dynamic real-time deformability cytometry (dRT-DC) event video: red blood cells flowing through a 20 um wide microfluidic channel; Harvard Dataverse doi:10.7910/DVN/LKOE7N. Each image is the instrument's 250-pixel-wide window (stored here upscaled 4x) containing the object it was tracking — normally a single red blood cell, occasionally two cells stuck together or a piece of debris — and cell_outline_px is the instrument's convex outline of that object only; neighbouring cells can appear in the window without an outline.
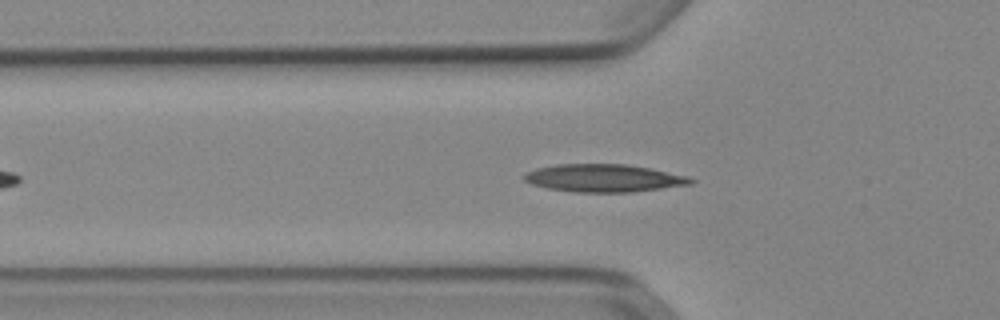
{"species": "Egyptian fruit bat (a non-hibernating species)", "species_latin": "Rousettus aegyptiacus", "temperature_condition": "cold", "stored_images_in_passage": 41, "camera_frame_rate_fps": 3000, "um_per_image_px": 0.085, "animal": {"sex": "female"}, "frame": {"image": 1, "passage_image": 10, "time_ms": 3.0, "image_size_px": [1000, 320], "cell_outline_px": [[696, 180], [692, 184], [632, 192], [572, 192], [548, 188], [532, 184], [524, 180], [524, 176], [528, 172], [536, 168], [556, 164], [628, 164], [688, 176]], "centroid_in_image_um": [51.33, 15.14], "position_along_channel_um": 74.5, "area_um2": 26.82}}
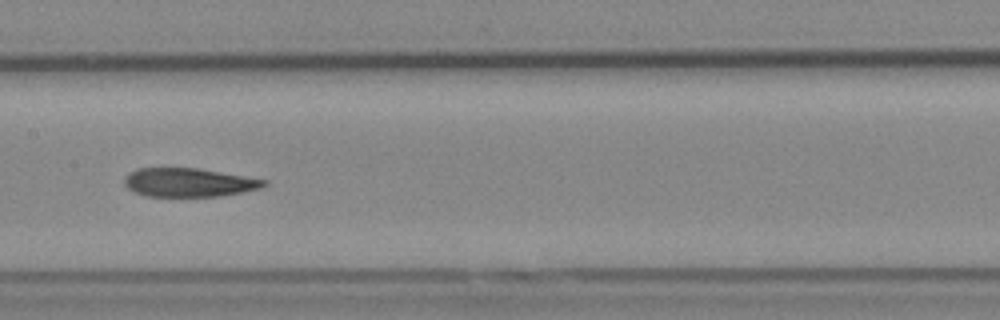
{"frame": {"image": 2, "passage_image": 19, "time_ms": 6.0, "image_size_px": [1000, 320], "cell_outline_px": [[268, 184], [260, 188], [220, 196], [148, 196], [136, 192], [128, 188], [124, 184], [124, 176], [128, 172], [136, 168], [196, 168], [268, 180]], "centroid_in_image_um": [16.02, 15.5], "position_along_channel_um": 191.4, "area_um2": 23.18}}
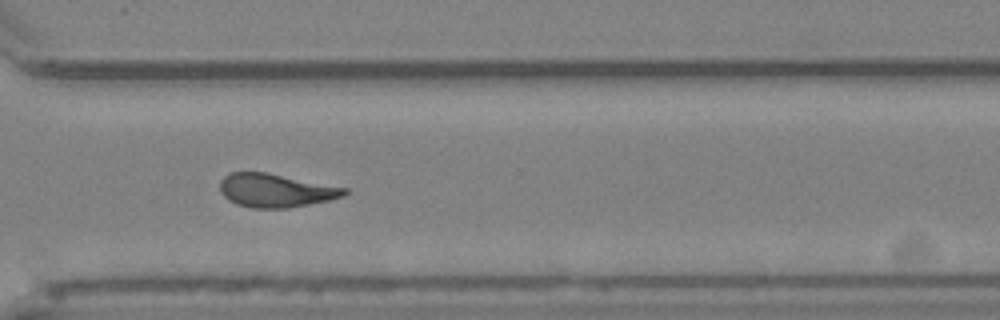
{"frame": {"image": 3, "passage_image": 31, "time_ms": 10.0, "image_size_px": [1000, 320], "cell_outline_px": [[348, 192], [344, 196], [328, 200], [288, 208], [252, 208], [236, 204], [228, 200], [220, 192], [220, 180], [224, 176], [232, 172], [264, 172], [348, 188]], "centroid_in_image_um": [23.41, 16.19], "position_along_channel_um": 347.2, "area_um2": 24.16}, "authors_computed_cell_mechanics": {"area_um2": 24.3338, "velocity_mm_per_s": 3.8975, "shape_relaxation_time_tau1_ms": 9.477, "shape_relaxation_time_tau2_ms": 5.1859, "deformation_change_tau1": 0.223, "deformation_change_tau2": 0.1454}}